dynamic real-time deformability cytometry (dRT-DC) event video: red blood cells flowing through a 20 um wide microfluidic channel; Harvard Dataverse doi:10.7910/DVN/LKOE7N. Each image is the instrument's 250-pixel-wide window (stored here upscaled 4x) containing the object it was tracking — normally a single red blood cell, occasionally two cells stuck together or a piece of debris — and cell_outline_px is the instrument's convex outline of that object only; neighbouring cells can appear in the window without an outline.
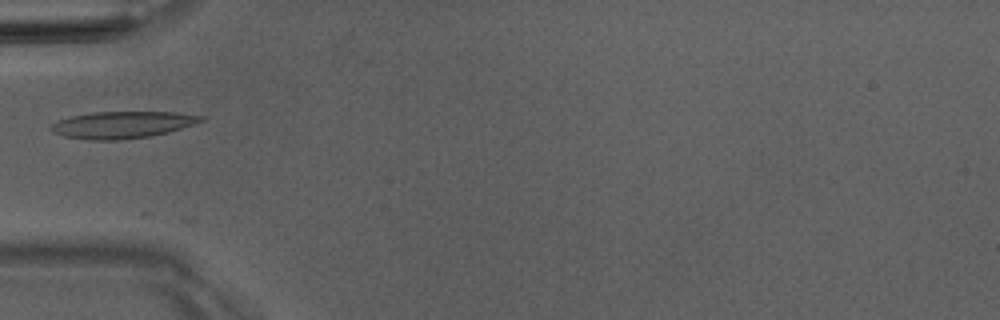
{"species": "Egyptian fruit bat (a non-hibernating species)", "species_latin": "Rousettus aegyptiacus", "temperature_condition": "room temperature", "stored_images_in_passage": 4, "camera_frame_rate_fps": 3000, "um_per_image_px": 0.085, "animal": {"sex": "male"}, "frame": {"image": 1, "passage_image": 2, "time_ms": 1.333, "image_size_px": [1000, 320], "cell_outline_px": [[204, 120], [168, 132], [148, 136], [120, 140], [92, 140], [64, 136], [52, 132], [48, 128], [56, 120], [72, 116], [96, 112], [176, 112], [204, 116]], "centroid_in_image_um": [10.35, 10.6], "position_along_channel_um": 74.7, "area_um2": 23.29}}